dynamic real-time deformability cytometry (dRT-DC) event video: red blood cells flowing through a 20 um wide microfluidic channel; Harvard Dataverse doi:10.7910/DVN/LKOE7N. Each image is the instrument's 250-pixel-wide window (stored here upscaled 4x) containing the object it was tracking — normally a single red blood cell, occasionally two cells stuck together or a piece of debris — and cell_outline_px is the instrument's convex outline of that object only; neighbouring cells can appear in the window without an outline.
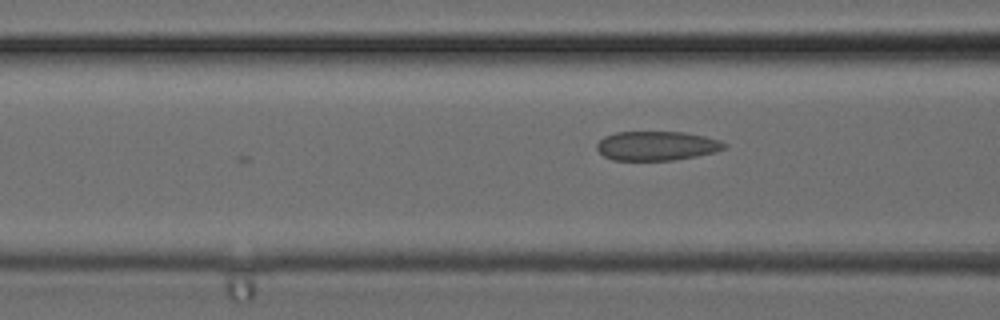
{"species": "common noctule bat (a hibernating species)", "species_latin": "Nyctalus noctula", "temperature_condition": "cold", "stored_images_in_passage": 7, "camera_frame_rate_fps": 3000, "um_per_image_px": 0.085, "animal": {"sex": "female", "body_mass_g": 24.6, "forearm_length_mm": 56.2}, "frame": {"image": 1, "passage_image": 7, "time_ms": 2.0, "image_size_px": [1000, 320], "cell_outline_px": [[728, 148], [716, 152], [696, 156], [672, 160], [612, 160], [604, 156], [596, 148], [596, 144], [604, 136], [616, 132], [684, 132], [704, 136], [720, 140], [728, 144]], "centroid_in_image_um": [55.85, 12.39], "position_along_channel_um": 110.8, "area_um2": 21.85}}